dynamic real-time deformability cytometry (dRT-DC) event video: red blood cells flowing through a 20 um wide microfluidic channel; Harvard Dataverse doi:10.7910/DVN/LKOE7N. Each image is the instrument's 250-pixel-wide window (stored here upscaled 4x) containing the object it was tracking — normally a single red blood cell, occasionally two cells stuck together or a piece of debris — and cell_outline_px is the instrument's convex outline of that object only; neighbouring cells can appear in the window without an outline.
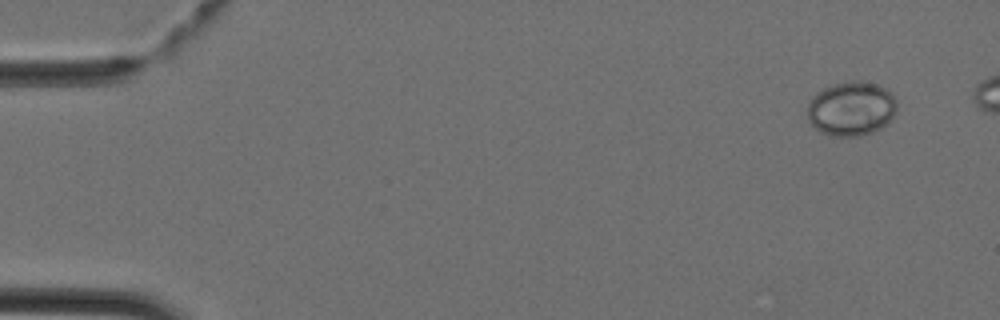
{"species": "Egyptian fruit bat (a non-hibernating species)", "species_latin": "Rousettus aegyptiacus", "temperature_condition": "cold", "stored_images_in_passage": 38, "camera_frame_rate_fps": 3000, "um_per_image_px": 0.085, "animal": {"sex": "female"}, "frame": {"image": 1, "passage_image": 1, "time_ms": 0.0, "image_size_px": [1000, 320], "cell_outline_px": [[896, 112], [880, 128], [872, 132], [860, 136], [832, 136], [820, 132], [808, 120], [808, 100], [816, 92], [832, 84], [852, 80], [860, 80], [876, 84], [892, 92], [896, 100]], "centroid_in_image_um": [72.34, 9.22], "position_along_channel_um": 12.7, "area_um2": 28.44}}
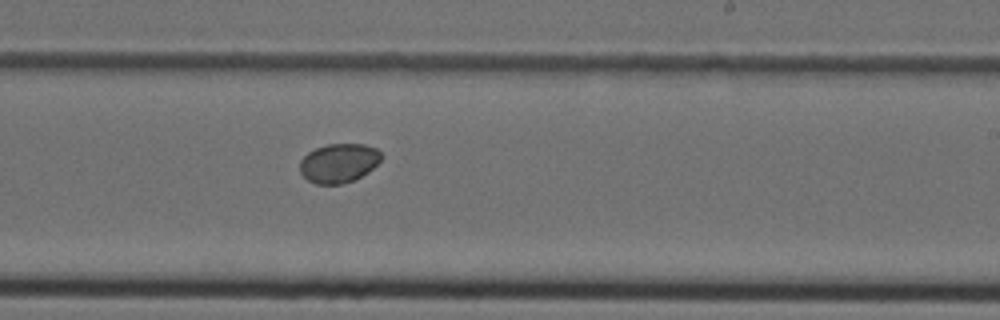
{"frame": {"image": 2, "passage_image": 25, "time_ms": 8.0, "image_size_px": [1000, 320], "cell_outline_px": [[384, 156], [368, 172], [352, 180], [340, 184], [316, 184], [308, 180], [300, 172], [300, 160], [308, 152], [316, 148], [328, 144], [364, 144], [376, 148]], "centroid_in_image_um": [28.79, 13.85], "position_along_channel_um": 260.2, "area_um2": 18.44}}
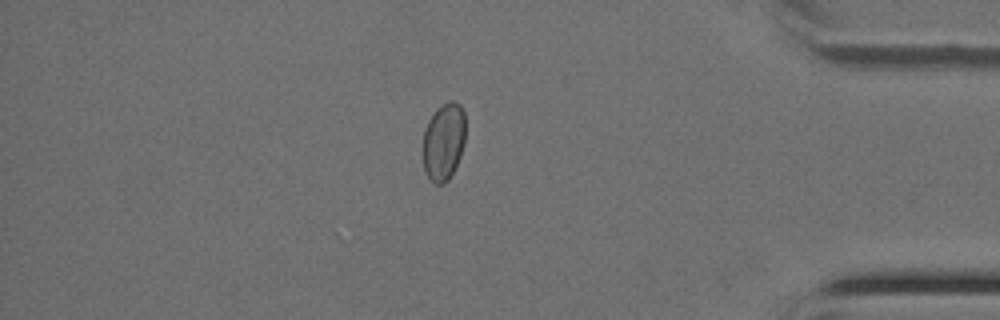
{"frame": {"image": 3, "passage_image": 36, "time_ms": 11.667, "image_size_px": [1000, 320], "cell_outline_px": [[464, 144], [460, 156], [448, 180], [444, 184], [436, 184], [428, 176], [424, 168], [424, 128], [428, 120], [436, 108], [448, 100], [456, 100], [460, 104], [464, 112]], "centroid_in_image_um": [37.72, 11.98], "position_along_channel_um": 397.5, "area_um2": 19.13}}